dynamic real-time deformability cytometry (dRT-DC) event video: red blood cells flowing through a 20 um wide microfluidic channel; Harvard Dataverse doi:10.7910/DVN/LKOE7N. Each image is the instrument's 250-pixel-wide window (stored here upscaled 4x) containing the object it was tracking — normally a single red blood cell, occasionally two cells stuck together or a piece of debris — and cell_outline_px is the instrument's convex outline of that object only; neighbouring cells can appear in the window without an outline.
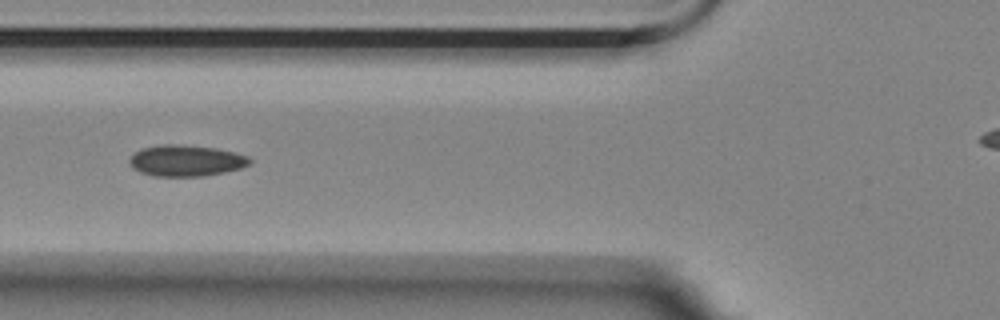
{"species": "Egyptian fruit bat (a non-hibernating species)", "species_latin": "Rousettus aegyptiacus", "temperature_condition": "room temperature", "stored_images_in_passage": 17, "camera_frame_rate_fps": 3000, "um_per_image_px": 0.085, "animal": {"sex": "female"}, "frame": {"image": 1, "passage_image": 8, "time_ms": 2.333, "image_size_px": [1000, 320], "cell_outline_px": [[252, 164], [240, 168], [224, 172], [204, 176], [152, 176], [140, 172], [132, 168], [128, 164], [128, 160], [140, 148], [164, 144], [172, 144], [216, 148], [236, 152], [248, 156], [252, 160]], "centroid_in_image_um": [15.81, 13.66], "position_along_channel_um": 110.0, "area_um2": 22.02}}
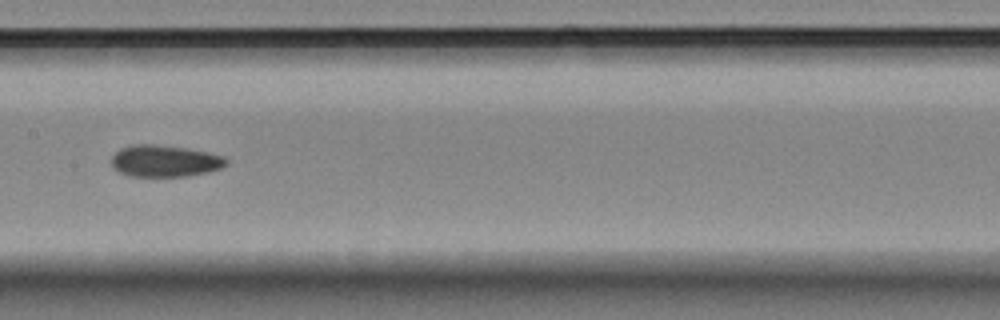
{"frame": {"image": 2, "passage_image": 15, "time_ms": 4.667, "image_size_px": [1000, 320], "cell_outline_px": [[228, 164], [220, 168], [208, 172], [188, 176], [128, 176], [112, 168], [112, 156], [120, 148], [132, 144], [152, 144], [184, 148], [208, 152], [224, 156], [228, 160]], "centroid_in_image_um": [14.0, 13.68], "position_along_channel_um": 193.4, "area_um2": 21.27}}